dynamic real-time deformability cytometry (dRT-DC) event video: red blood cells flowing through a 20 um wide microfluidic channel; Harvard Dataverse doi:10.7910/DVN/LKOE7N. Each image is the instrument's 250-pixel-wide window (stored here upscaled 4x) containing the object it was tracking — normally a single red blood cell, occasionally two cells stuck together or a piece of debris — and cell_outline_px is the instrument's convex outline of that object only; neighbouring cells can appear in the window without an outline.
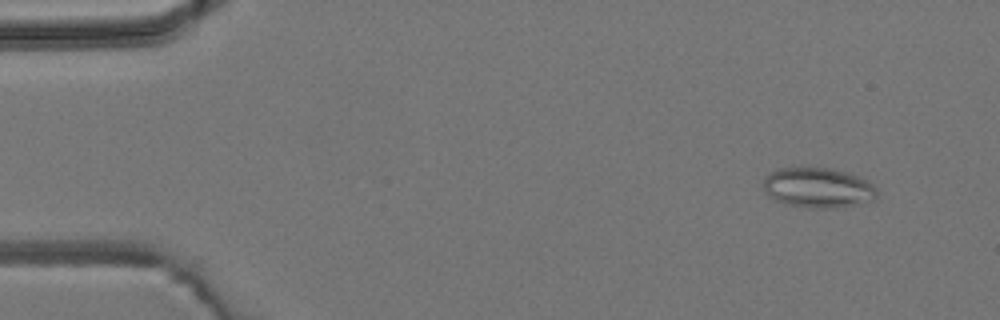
{"species": "common noctule bat (a hibernating species)", "species_latin": "Nyctalus noctula", "temperature_condition": "room temperature", "stored_images_in_passage": 5, "camera_frame_rate_fps": 3000, "um_per_image_px": 0.085, "animal": {"sex": "male", "body_mass_g": 19.2, "forearm_length_mm": 51.8}, "frame": {"image": 1, "passage_image": 1, "time_ms": 0.0, "image_size_px": [1000, 320], "cell_outline_px": [[876, 196], [872, 200], [860, 204], [844, 208], [808, 208], [788, 204], [772, 200], [768, 196], [764, 188], [764, 176], [780, 168], [832, 168], [848, 172], [868, 180], [876, 188]], "centroid_in_image_um": [69.55, 15.97], "position_along_channel_um": 15.5, "area_um2": 26.82}}